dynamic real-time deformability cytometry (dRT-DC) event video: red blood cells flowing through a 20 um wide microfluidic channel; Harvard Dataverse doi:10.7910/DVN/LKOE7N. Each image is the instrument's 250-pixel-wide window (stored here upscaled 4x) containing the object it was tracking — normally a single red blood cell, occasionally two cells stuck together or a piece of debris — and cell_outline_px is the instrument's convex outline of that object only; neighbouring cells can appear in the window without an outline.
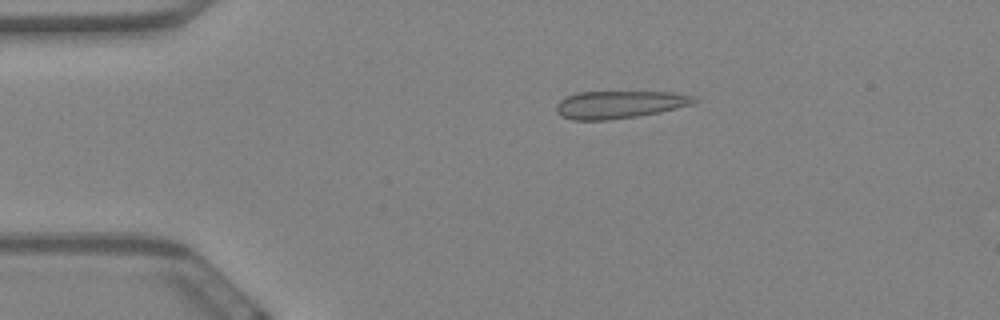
{"species": "Egyptian fruit bat (a non-hibernating species)", "species_latin": "Rousettus aegyptiacus", "temperature_condition": "warm", "stored_images_in_passage": 56, "camera_frame_rate_fps": 3000, "um_per_image_px": 0.085, "animal": {"sex": "female"}, "frame": {"image": 1, "passage_image": 8, "time_ms": 2.333, "image_size_px": [1000, 320], "cell_outline_px": [[700, 100], [692, 104], [660, 112], [636, 116], [608, 120], [572, 120], [560, 116], [556, 112], [556, 104], [560, 100], [576, 92], [672, 92], [692, 96]], "centroid_in_image_um": [52.62, 8.89], "position_along_channel_um": 32.4, "area_um2": 22.14}}
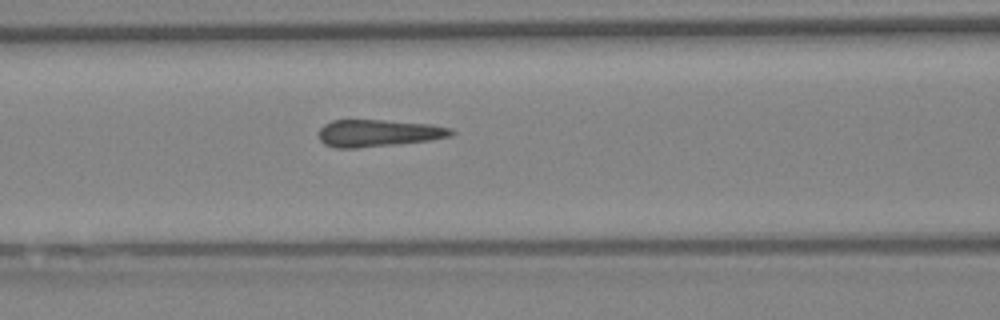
{"frame": {"image": 2, "passage_image": 21, "time_ms": 6.667, "image_size_px": [1000, 320], "cell_outline_px": [[456, 132], [452, 136], [428, 140], [356, 148], [336, 148], [324, 144], [320, 140], [316, 132], [324, 124], [332, 120], [384, 120], [432, 124], [452, 128]], "centroid_in_image_um": [32.13, 11.3], "position_along_channel_um": 134.5, "area_um2": 20.98}}
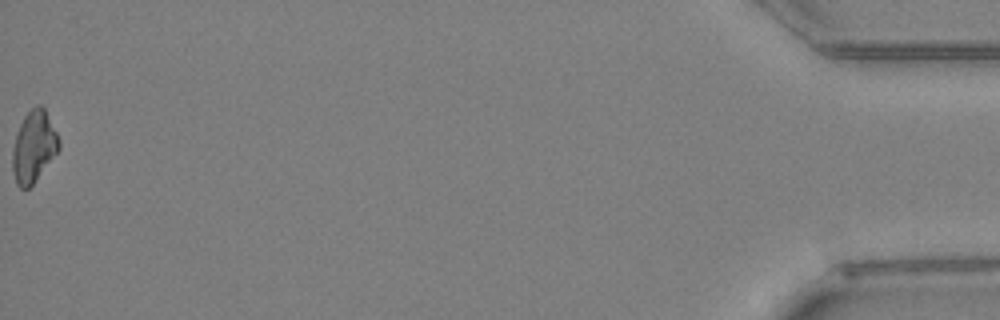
{"frame": {"image": 3, "passage_image": 56, "time_ms": 18.333, "image_size_px": [1000, 320], "cell_outline_px": [[60, 148], [32, 184], [28, 188], [20, 188], [16, 184], [12, 172], [12, 148], [20, 124], [24, 116], [36, 104], [40, 104], [44, 108], [60, 140]], "centroid_in_image_um": [2.85, 12.46], "position_along_channel_um": 432.4, "area_um2": 19.07}, "authors_computed_cell_mechanics": {"area_um2": 20.8369, "velocity_mm_per_s": 3.4301, "shape_relaxation_time_tau1_ms": null, "shape_relaxation_time_tau2_ms": 2.94, "deformation_change_tau1": null, "deformation_change_tau2": 0.0511}}